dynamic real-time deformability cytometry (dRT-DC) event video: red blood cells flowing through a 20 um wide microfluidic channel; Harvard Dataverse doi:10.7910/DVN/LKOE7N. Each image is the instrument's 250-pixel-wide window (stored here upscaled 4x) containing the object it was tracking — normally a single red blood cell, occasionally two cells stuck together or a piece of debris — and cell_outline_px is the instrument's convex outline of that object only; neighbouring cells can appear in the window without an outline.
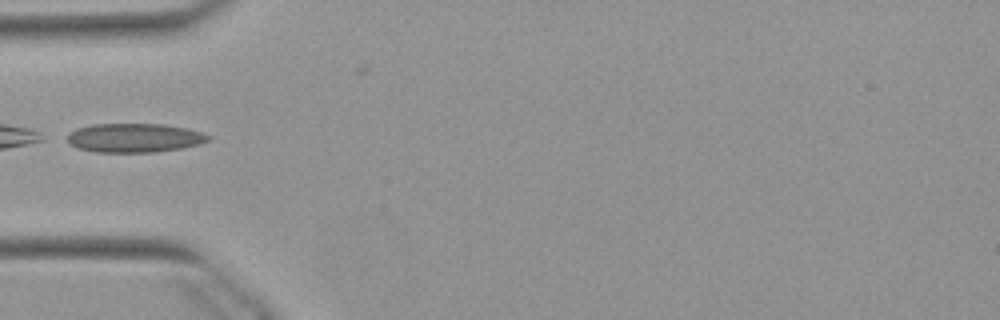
{"species": "Egyptian fruit bat (a non-hibernating species)", "species_latin": "Rousettus aegyptiacus", "temperature_condition": "warm", "stored_images_in_passage": 10, "camera_frame_rate_fps": 3000, "um_per_image_px": 0.085, "animal": {"sex": "female"}, "frame": {"image": 1, "passage_image": 1, "time_ms": 0.0, "image_size_px": [1000, 320], "cell_outline_px": [[212, 140], [200, 144], [184, 148], [156, 152], [96, 152], [80, 148], [72, 144], [68, 140], [68, 132], [76, 128], [92, 124], [164, 124], [188, 128], [212, 136]], "centroid_in_image_um": [11.49, 11.71], "position_along_channel_um": 73.5, "area_um2": 23.99}}
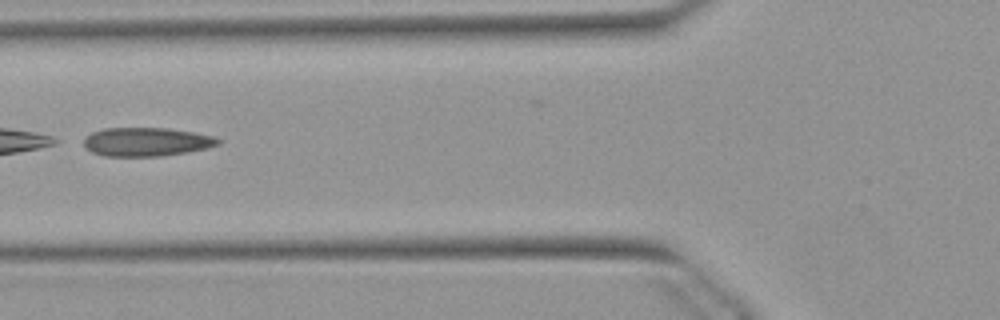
{"frame": {"image": 2, "passage_image": 4, "time_ms": 1.0, "image_size_px": [1000, 320], "cell_outline_px": [[224, 140], [220, 144], [208, 148], [188, 152], [160, 156], [104, 156], [92, 152], [84, 144], [84, 136], [92, 132], [104, 128], [168, 128], [196, 132], [212, 136]], "centroid_in_image_um": [12.49, 12.05], "position_along_channel_um": 113.3, "area_um2": 22.66}}
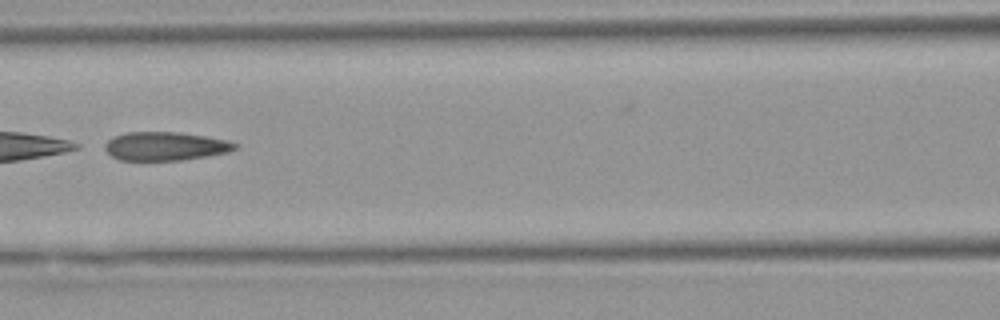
{"frame": {"image": 3, "passage_image": 7, "time_ms": 2.0, "image_size_px": [1000, 320], "cell_outline_px": [[240, 144], [236, 148], [228, 152], [208, 156], [180, 160], [120, 160], [112, 156], [104, 148], [104, 144], [112, 136], [128, 132], [180, 132], [204, 136], [224, 140]], "centroid_in_image_um": [14.03, 12.42], "position_along_channel_um": 152.6, "area_um2": 21.62}}